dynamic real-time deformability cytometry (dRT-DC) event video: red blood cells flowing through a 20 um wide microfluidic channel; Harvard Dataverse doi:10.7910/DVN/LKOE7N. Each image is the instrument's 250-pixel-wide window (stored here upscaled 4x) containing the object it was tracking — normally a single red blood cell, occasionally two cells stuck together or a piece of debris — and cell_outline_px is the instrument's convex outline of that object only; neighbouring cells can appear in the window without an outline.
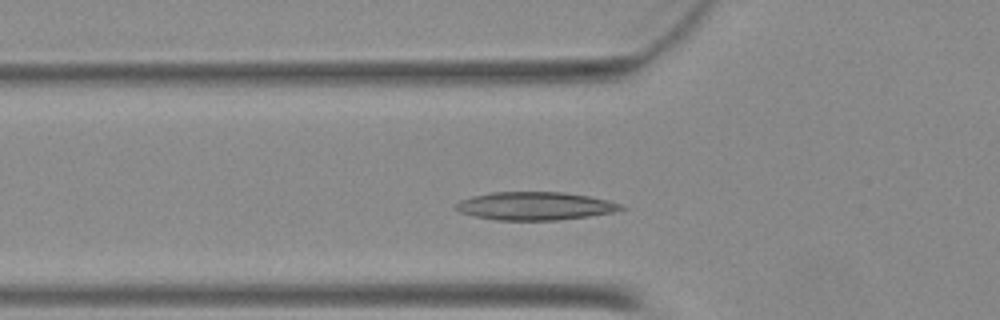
{"species": "Egyptian fruit bat (a non-hibernating species)", "species_latin": "Rousettus aegyptiacus", "temperature_condition": "warm", "stored_images_in_passage": 39, "camera_frame_rate_fps": 3000, "um_per_image_px": 0.085, "animal": {"sex": "female"}, "frame": {"image": 1, "passage_image": 10, "time_ms": 3.0, "image_size_px": [1000, 320], "cell_outline_px": [[628, 208], [616, 212], [560, 220], [496, 220], [476, 216], [460, 212], [452, 208], [452, 204], [460, 200], [472, 196], [492, 192], [564, 192], [588, 196], [608, 200], [620, 204]], "centroid_in_image_um": [45.46, 17.51], "position_along_channel_um": 80.3, "area_um2": 27.28}}
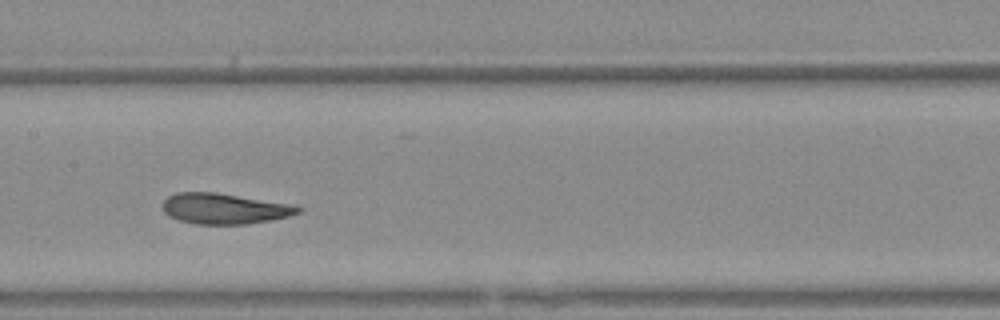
{"frame": {"image": 2, "passage_image": 18, "time_ms": 5.667, "image_size_px": [1000, 320], "cell_outline_px": [[300, 212], [288, 216], [272, 220], [248, 224], [196, 224], [180, 220], [168, 216], [160, 208], [160, 204], [168, 196], [176, 192], [216, 192], [296, 204], [300, 208]], "centroid_in_image_um": [19.05, 17.72], "position_along_channel_um": 188.3, "area_um2": 24.57}}
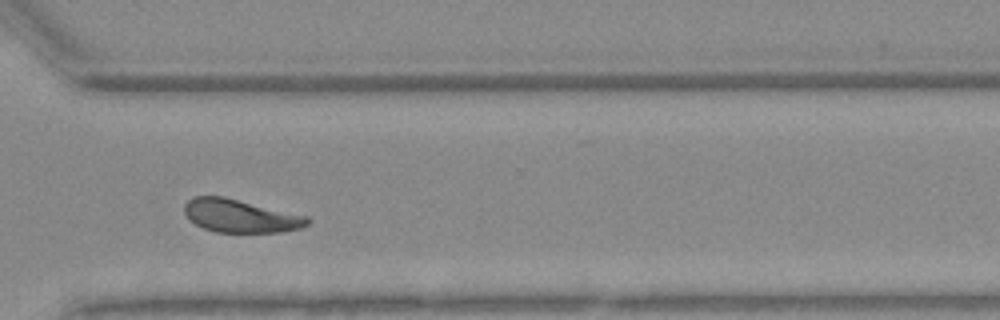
{"frame": {"image": 3, "passage_image": 30, "time_ms": 9.667, "image_size_px": [1000, 320], "cell_outline_px": [[312, 220], [304, 228], [280, 232], [216, 232], [204, 228], [188, 220], [184, 212], [184, 204], [192, 196], [224, 196], [308, 216]], "centroid_in_image_um": [20.45, 18.35], "position_along_channel_um": 350.2, "area_um2": 23.99}}